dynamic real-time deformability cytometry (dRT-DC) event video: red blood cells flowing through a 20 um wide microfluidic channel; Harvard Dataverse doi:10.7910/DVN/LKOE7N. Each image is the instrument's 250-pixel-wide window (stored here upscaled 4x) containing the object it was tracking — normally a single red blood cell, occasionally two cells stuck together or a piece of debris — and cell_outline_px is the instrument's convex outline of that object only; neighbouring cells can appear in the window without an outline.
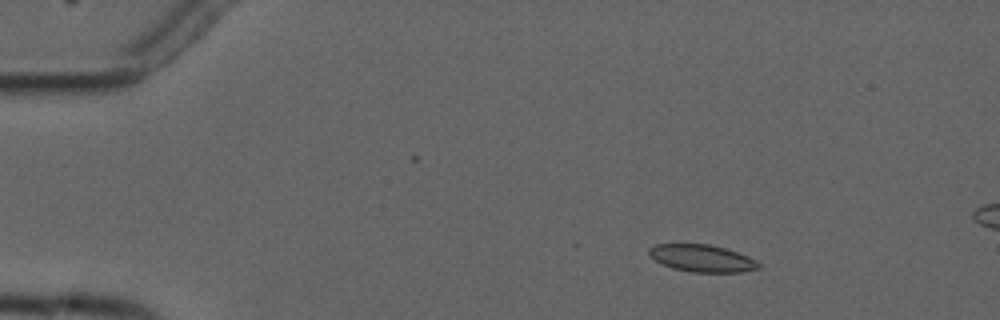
{"species": "common noctule bat (a hibernating species)", "species_latin": "Nyctalus noctula", "temperature_condition": "cold", "stored_images_in_passage": 5, "camera_frame_rate_fps": 3000, "um_per_image_px": 0.085, "animal": {"sex": "male", "forearm_length_mm": 52.5}, "frame": {"image": 1, "passage_image": 2, "time_ms": 2.333, "image_size_px": [1000, 320], "cell_outline_px": [[760, 268], [740, 272], [692, 272], [672, 268], [656, 260], [648, 252], [648, 248], [656, 244], [708, 244], [724, 248], [748, 256], [756, 260], [760, 264]], "centroid_in_image_um": [59.68, 21.95], "position_along_channel_um": 25.3, "area_um2": 17.17}}